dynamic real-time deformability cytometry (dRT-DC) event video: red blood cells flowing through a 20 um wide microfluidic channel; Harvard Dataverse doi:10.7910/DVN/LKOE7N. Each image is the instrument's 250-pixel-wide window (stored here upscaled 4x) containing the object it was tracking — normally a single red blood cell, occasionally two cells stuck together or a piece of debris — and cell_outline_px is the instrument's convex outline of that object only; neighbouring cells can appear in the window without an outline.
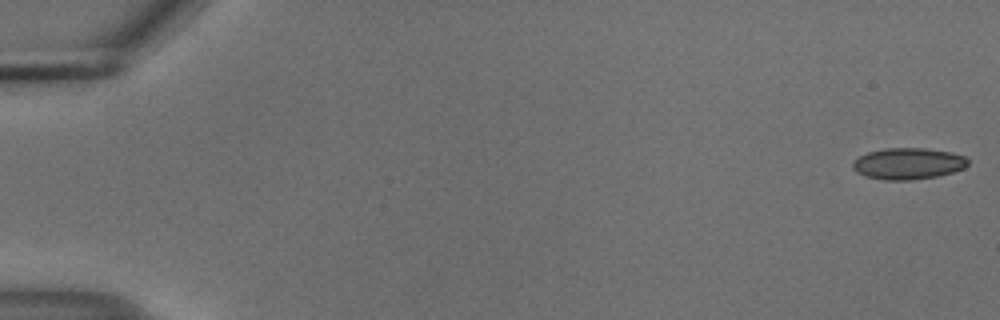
{"species": "common noctule bat (a hibernating species)", "species_latin": "Nyctalus noctula", "temperature_condition": "cold", "stored_images_in_passage": 5, "camera_frame_rate_fps": 3000, "um_per_image_px": 0.085, "animal": {"sex": "male", "body_mass_g": 18.8}, "frame": {"image": 1, "passage_image": 1, "time_ms": 0.0, "image_size_px": [1000, 320], "cell_outline_px": [[968, 164], [964, 168], [952, 172], [936, 176], [912, 180], [884, 180], [864, 176], [856, 172], [852, 168], [852, 164], [860, 156], [868, 152], [884, 148], [924, 148], [952, 152], [964, 156], [968, 160]], "centroid_in_image_um": [77.18, 13.91], "position_along_channel_um": 7.8, "area_um2": 21.1}}
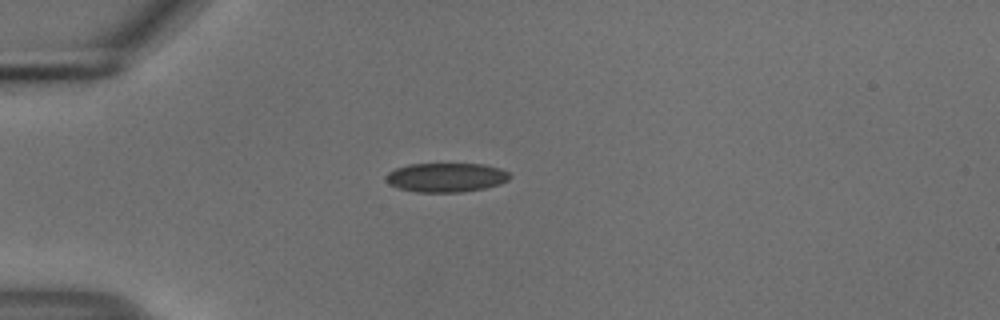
{"frame": {"image": 2, "passage_image": 5, "time_ms": 1.333, "image_size_px": [1000, 320], "cell_outline_px": [[512, 176], [508, 180], [500, 184], [484, 188], [460, 192], [416, 192], [400, 188], [388, 184], [384, 180], [384, 176], [388, 172], [396, 168], [408, 164], [484, 164], [500, 168], [508, 172]], "centroid_in_image_um": [37.9, 15.08], "position_along_channel_um": 47.1, "area_um2": 21.15}}